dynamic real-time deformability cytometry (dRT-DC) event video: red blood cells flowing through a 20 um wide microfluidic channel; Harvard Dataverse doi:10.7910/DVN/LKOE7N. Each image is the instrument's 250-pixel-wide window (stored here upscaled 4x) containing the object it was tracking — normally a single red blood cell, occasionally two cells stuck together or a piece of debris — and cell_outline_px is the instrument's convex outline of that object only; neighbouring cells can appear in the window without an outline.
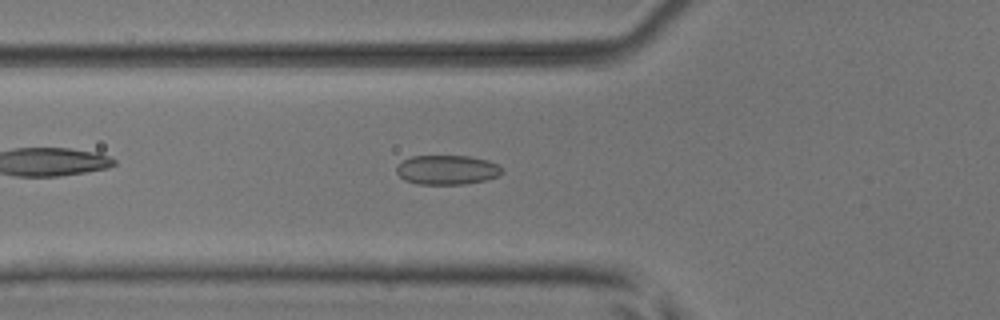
{"species": "common noctule bat (a hibernating species)", "species_latin": "Nyctalus noctula", "temperature_condition": "room temperature", "stored_images_in_passage": 17, "camera_frame_rate_fps": 3000, "um_per_image_px": 0.085, "animal": {"sex": "male", "body_mass_g": 17.9, "forearm_length_mm": 54.2}, "frame": {"image": 1, "passage_image": 7, "time_ms": 2.0, "image_size_px": [1000, 320], "cell_outline_px": [[504, 172], [500, 176], [488, 180], [464, 184], [416, 184], [404, 180], [396, 172], [396, 168], [404, 160], [412, 156], [468, 156], [488, 160], [504, 168]], "centroid_in_image_um": [38.05, 14.45], "position_along_channel_um": 87.7, "area_um2": 18.26}}
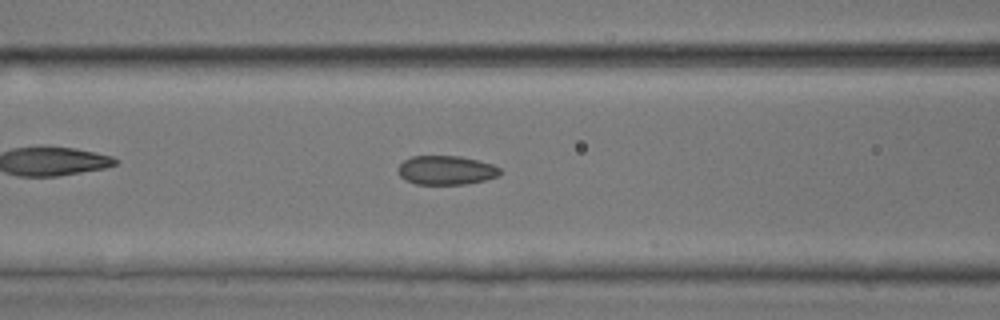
{"frame": {"image": 2, "passage_image": 10, "time_ms": 3.0, "image_size_px": [1000, 320], "cell_outline_px": [[500, 176], [484, 180], [464, 184], [416, 184], [404, 180], [400, 176], [400, 164], [404, 160], [412, 156], [460, 156], [492, 164], [500, 168]], "centroid_in_image_um": [37.93, 14.47], "position_along_channel_um": 128.7, "area_um2": 17.11}}
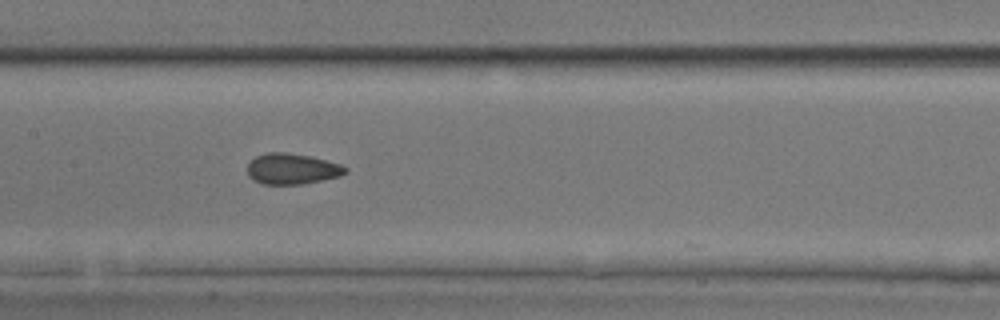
{"frame": {"image": 3, "passage_image": 14, "time_ms": 4.333, "image_size_px": [1000, 320], "cell_outline_px": [[348, 172], [340, 176], [304, 184], [260, 184], [252, 180], [248, 176], [248, 164], [256, 156], [268, 152], [288, 152], [312, 156], [340, 164], [348, 168]], "centroid_in_image_um": [24.83, 14.35], "position_along_channel_um": 182.6, "area_um2": 17.8}}